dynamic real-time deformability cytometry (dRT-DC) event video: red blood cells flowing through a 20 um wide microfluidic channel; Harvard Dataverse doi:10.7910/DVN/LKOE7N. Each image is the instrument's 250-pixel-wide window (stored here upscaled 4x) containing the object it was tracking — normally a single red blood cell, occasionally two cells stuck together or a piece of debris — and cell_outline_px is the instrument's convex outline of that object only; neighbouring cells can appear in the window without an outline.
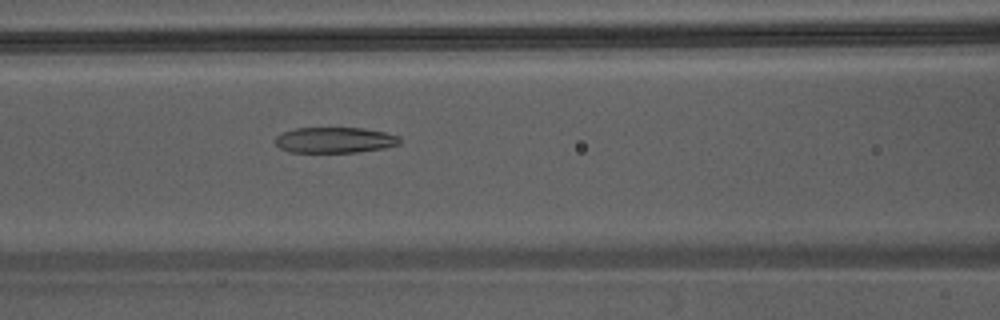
{"species": "Egyptian fruit bat (a non-hibernating species)", "species_latin": "Rousettus aegyptiacus", "temperature_condition": "warm", "stored_images_in_passage": 31, "camera_frame_rate_fps": 3000, "um_per_image_px": 0.085, "animal": {"sex": "male"}, "frame": {"image": 1, "passage_image": 5, "time_ms": 1.333, "image_size_px": [1000, 320], "cell_outline_px": [[400, 144], [384, 148], [356, 152], [292, 152], [280, 148], [276, 144], [276, 136], [284, 132], [296, 128], [364, 128], [384, 132], [400, 136]], "centroid_in_image_um": [28.48, 11.9], "position_along_channel_um": 138.1, "area_um2": 18.55}}
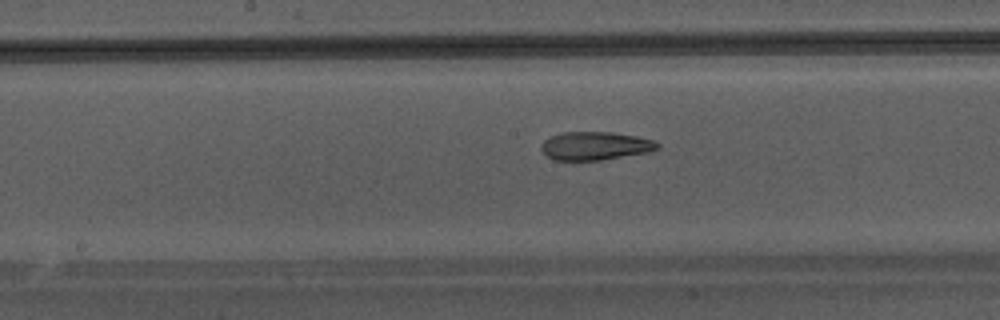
{"frame": {"image": 2, "passage_image": 9, "time_ms": 2.667, "image_size_px": [1000, 320], "cell_outline_px": [[660, 148], [648, 152], [600, 160], [552, 160], [540, 148], [544, 140], [552, 136], [564, 132], [612, 132], [636, 136], [652, 140], [660, 144]], "centroid_in_image_um": [50.6, 12.4], "position_along_channel_um": 197.6, "area_um2": 19.02}}
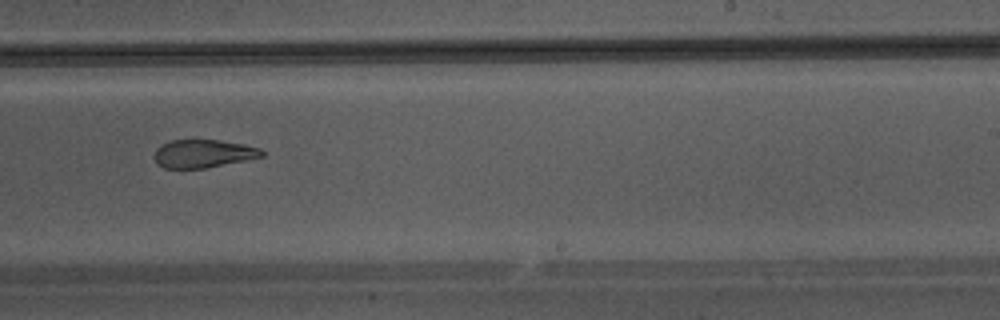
{"frame": {"image": 3, "passage_image": 14, "time_ms": 4.333, "image_size_px": [1000, 320], "cell_outline_px": [[264, 156], [204, 168], [164, 168], [156, 164], [156, 148], [172, 140], [220, 140], [244, 144], [260, 148], [264, 152]], "centroid_in_image_um": [17.29, 13.05], "position_along_channel_um": 271.7, "area_um2": 17.34}}